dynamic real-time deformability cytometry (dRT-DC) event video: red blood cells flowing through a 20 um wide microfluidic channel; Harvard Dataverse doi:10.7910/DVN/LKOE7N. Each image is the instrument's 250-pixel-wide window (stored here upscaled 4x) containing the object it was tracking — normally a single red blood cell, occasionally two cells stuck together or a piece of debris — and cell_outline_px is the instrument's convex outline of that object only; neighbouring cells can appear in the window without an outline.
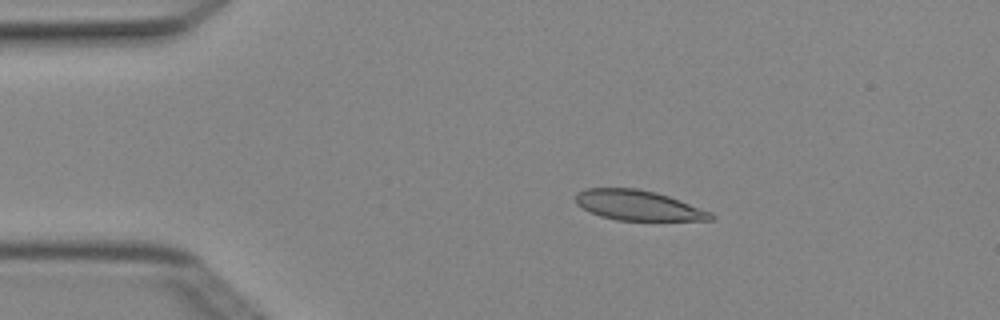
{"species": "Egyptian fruit bat (a non-hibernating species)", "species_latin": "Rousettus aegyptiacus", "temperature_condition": "cold", "stored_images_in_passage": 7, "camera_frame_rate_fps": 3000, "um_per_image_px": 0.085, "animal": {"sex": "female"}, "frame": {"image": 1, "passage_image": 3, "time_ms": 0.667, "image_size_px": [1000, 320], "cell_outline_px": [[716, 216], [712, 220], [616, 220], [600, 216], [576, 204], [576, 192], [588, 188], [636, 188], [656, 192], [680, 200], [712, 212]], "centroid_in_image_um": [54.26, 17.45], "position_along_channel_um": 30.7, "area_um2": 23.58}}
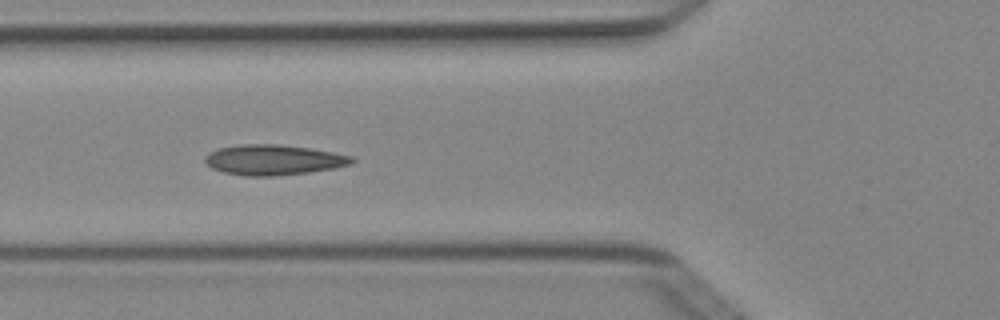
{"frame": {"image": 2, "passage_image": 5, "time_ms": 1.333, "image_size_px": [1000, 320], "cell_outline_px": [[356, 160], [352, 164], [332, 168], [308, 172], [272, 176], [244, 176], [224, 172], [212, 168], [204, 160], [204, 156], [208, 152], [216, 148], [240, 144], [280, 144], [312, 148], [352, 156]], "centroid_in_image_um": [23.22, 13.57], "position_along_channel_um": 102.6, "area_um2": 26.07}}
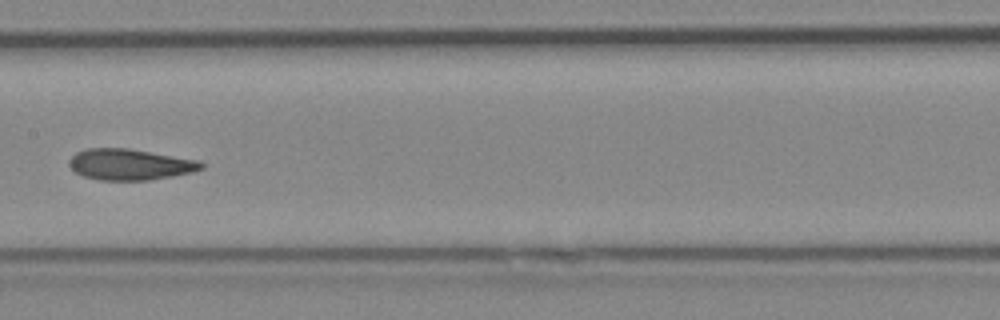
{"frame": {"image": 3, "passage_image": 7, "time_ms": 2.0, "image_size_px": [1000, 320], "cell_outline_px": [[204, 168], [192, 172], [172, 176], [148, 180], [100, 180], [84, 176], [76, 172], [68, 164], [68, 160], [76, 152], [88, 148], [128, 148], [200, 160], [204, 164]], "centroid_in_image_um": [11.06, 13.97], "position_along_channel_um": 196.3, "area_um2": 23.93}}